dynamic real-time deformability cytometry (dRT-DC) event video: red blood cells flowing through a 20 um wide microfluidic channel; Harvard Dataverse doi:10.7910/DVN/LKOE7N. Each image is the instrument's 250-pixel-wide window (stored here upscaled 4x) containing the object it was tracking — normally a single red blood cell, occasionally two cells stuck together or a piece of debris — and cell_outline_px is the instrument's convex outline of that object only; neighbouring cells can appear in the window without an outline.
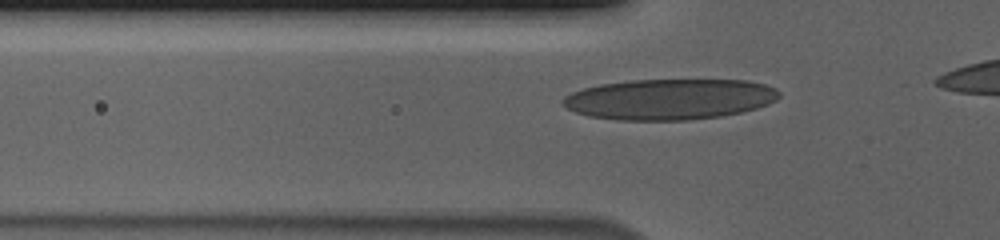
{"species": "human", "species_latin": "Homo sapiens", "temperature_condition": "cold", "stored_images_in_passage": 38, "camera_frame_rate_fps": 3000, "um_per_image_px": 0.085, "donor": {"sex": "male"}, "frame": {"image": 1, "passage_image": 8, "time_ms": 2.333, "image_size_px": [1000, 240], "cell_outline_px": [[780, 96], [776, 100], [768, 104], [756, 108], [740, 112], [720, 116], [688, 120], [616, 120], [588, 116], [576, 112], [560, 104], [560, 100], [564, 96], [572, 92], [584, 88], [600, 84], [628, 80], [748, 80], [764, 84], [776, 88], [780, 92]], "centroid_in_image_um": [56.89, 8.43], "position_along_channel_um": 68.9, "area_um2": 51.56}}
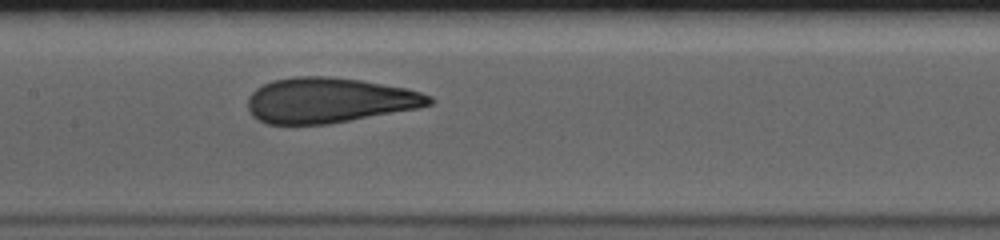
{"frame": {"image": 2, "passage_image": 17, "time_ms": 5.333, "image_size_px": [1000, 240], "cell_outline_px": [[432, 104], [420, 108], [328, 124], [268, 124], [252, 116], [248, 108], [248, 96], [256, 88], [272, 80], [296, 76], [328, 76], [360, 80], [404, 88], [420, 92], [432, 96]], "centroid_in_image_um": [27.96, 8.52], "position_along_channel_um": 179.4, "area_um2": 47.74}}
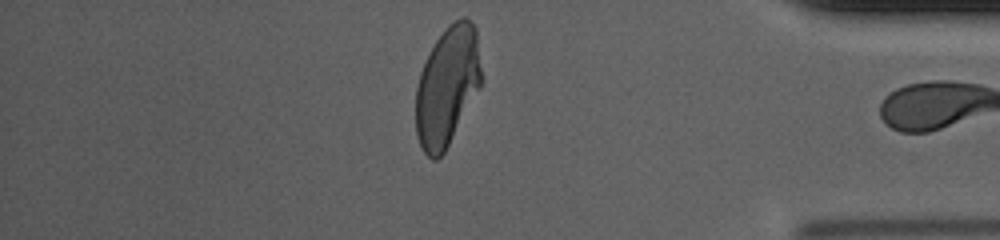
{"frame": {"image": 3, "passage_image": 37, "time_ms": 12.0, "image_size_px": [1000, 240], "cell_outline_px": [[484, 80], [480, 88], [444, 152], [436, 160], [432, 160], [424, 152], [416, 136], [416, 88], [420, 72], [436, 40], [444, 28], [448, 24], [464, 16], [476, 28]], "centroid_in_image_um": [38.04, 7.31], "position_along_channel_um": 397.2, "area_um2": 45.78}, "authors_computed_cell_mechanics": {"area_um2": 48.0029, "velocity_mm_per_s": 3.6945, "shape_relaxation_time_tau1_ms": 7.2337, "shape_relaxation_time_tau2_ms": 0.8321, "deformation_change_tau1": 0.2515, "deformation_change_tau2": 0.0836}}